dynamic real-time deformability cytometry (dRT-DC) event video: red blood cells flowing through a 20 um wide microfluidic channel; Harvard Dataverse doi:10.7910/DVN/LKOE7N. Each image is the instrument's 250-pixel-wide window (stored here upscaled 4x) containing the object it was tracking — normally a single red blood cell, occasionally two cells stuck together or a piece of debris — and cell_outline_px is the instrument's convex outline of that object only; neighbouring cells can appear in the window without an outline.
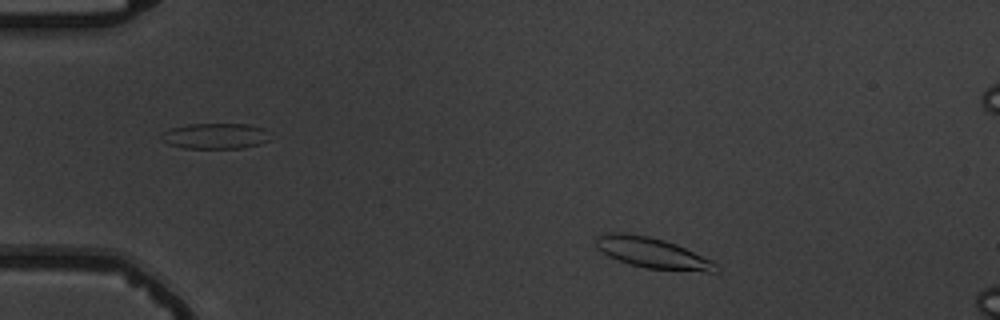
{"species": "common noctule bat (a hibernating species)", "species_latin": "Nyctalus noctula", "temperature_condition": "warm", "stored_images_in_passage": 3, "camera_frame_rate_fps": 3000, "um_per_image_px": 0.085, "animal": {"sex": "male", "body_mass_g": 19.5, "forearm_length_mm": 54.6}, "frame": {"image": 1, "passage_image": 1, "time_ms": 0.0, "image_size_px": [1000, 320], "cell_outline_px": [[720, 268], [716, 272], [708, 272], [644, 268], [608, 256], [600, 252], [596, 248], [596, 236], [604, 232], [620, 232], [648, 236], [664, 240], [676, 244], [712, 260]], "centroid_in_image_um": [55.43, 21.49], "position_along_channel_um": 29.6, "area_um2": 21.44}}